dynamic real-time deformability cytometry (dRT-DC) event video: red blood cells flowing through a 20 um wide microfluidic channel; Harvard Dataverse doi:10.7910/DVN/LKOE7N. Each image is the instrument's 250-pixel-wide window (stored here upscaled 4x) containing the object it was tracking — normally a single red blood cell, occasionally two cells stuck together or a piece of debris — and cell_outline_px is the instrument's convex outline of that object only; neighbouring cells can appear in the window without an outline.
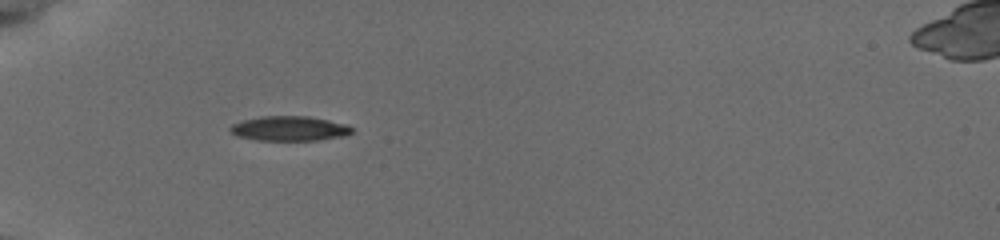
{"species": "common noctule bat (a hibernating species)", "species_latin": "Nyctalus noctula", "temperature_condition": "cold", "stored_images_in_passage": 29, "camera_frame_rate_fps": 3000, "um_per_image_px": 0.085, "animal": {"sex": "female", "body_mass_g": 19.5, "forearm_length_mm": 54.1}, "frame": {"image": 1, "passage_image": 1, "time_ms": 0.0, "image_size_px": [1000, 240], "cell_outline_px": [[352, 132], [344, 136], [316, 140], [256, 140], [236, 136], [228, 128], [232, 124], [244, 120], [264, 116], [308, 116], [328, 120], [344, 124], [352, 128]], "centroid_in_image_um": [24.57, 10.92], "position_along_channel_um": 60.4, "area_um2": 17.34}}
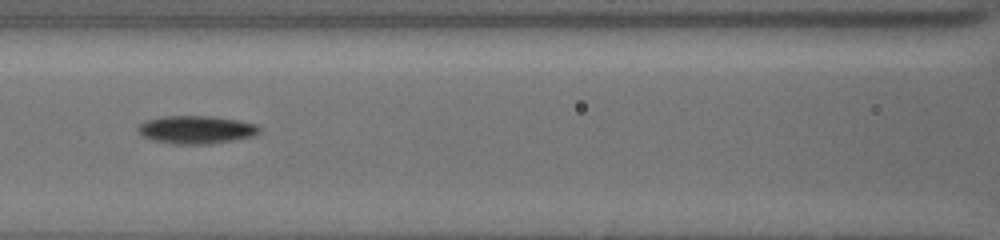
{"frame": {"image": 2, "passage_image": 20, "time_ms": 2.667, "image_size_px": [1000, 240], "cell_outline_px": [[260, 132], [256, 136], [212, 144], [172, 144], [152, 140], [140, 136], [136, 128], [144, 120], [160, 116], [212, 116], [236, 120], [256, 124], [260, 128]], "centroid_in_image_um": [16.64, 11.03], "position_along_channel_um": 150.0, "area_um2": 20.17}}
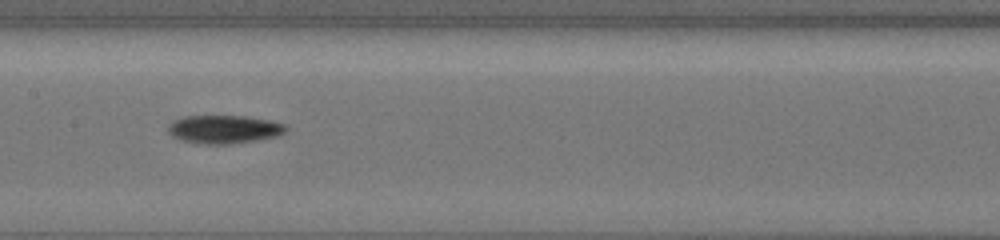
{"frame": {"image": 3, "passage_image": 28, "time_ms": 3.667, "image_size_px": [1000, 240], "cell_outline_px": [[288, 128], [284, 132], [276, 136], [256, 140], [228, 144], [204, 144], [184, 140], [172, 136], [168, 132], [168, 124], [172, 120], [184, 116], [248, 116], [268, 120], [284, 124]], "centroid_in_image_um": [19.02, 10.98], "position_along_channel_um": 188.4, "area_um2": 19.31}}